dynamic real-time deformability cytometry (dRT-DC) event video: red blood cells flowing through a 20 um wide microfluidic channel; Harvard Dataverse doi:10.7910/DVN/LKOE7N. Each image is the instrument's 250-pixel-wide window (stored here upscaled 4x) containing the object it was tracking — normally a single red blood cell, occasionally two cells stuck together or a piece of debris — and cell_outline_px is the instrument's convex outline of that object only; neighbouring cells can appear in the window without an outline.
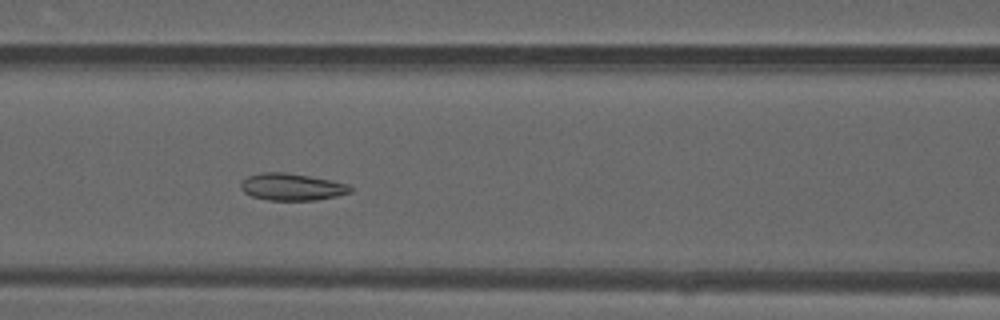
{"species": "common noctule bat (a hibernating species)", "species_latin": "Nyctalus noctula", "temperature_condition": "warm", "stored_images_in_passage": 39, "camera_frame_rate_fps": 3000, "um_per_image_px": 0.085, "animal": {"sex": "male", "forearm_length_mm": 52.5}, "frame": {"image": 1, "passage_image": 11, "time_ms": 3.333, "image_size_px": [1000, 320], "cell_outline_px": [[352, 192], [336, 196], [316, 200], [268, 200], [252, 196], [244, 192], [240, 188], [240, 184], [248, 176], [260, 172], [284, 172], [308, 176], [348, 184], [352, 188]], "centroid_in_image_um": [24.79, 15.89], "position_along_channel_um": 141.8, "area_um2": 17.11}}
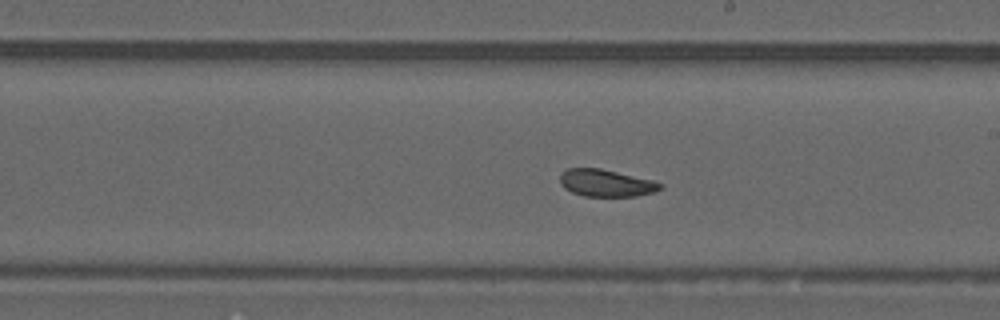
{"frame": {"image": 2, "passage_image": 18, "time_ms": 5.667, "image_size_px": [1000, 320], "cell_outline_px": [[664, 188], [652, 192], [636, 196], [584, 196], [572, 192], [564, 188], [560, 184], [560, 172], [568, 168], [600, 168], [652, 180], [664, 184]], "centroid_in_image_um": [51.5, 15.55], "position_along_channel_um": 237.5, "area_um2": 15.9}}
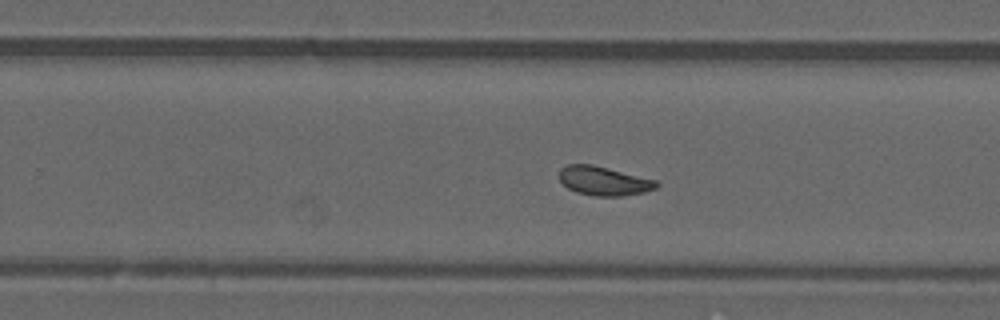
{"frame": {"image": 3, "passage_image": 21, "time_ms": 6.667, "image_size_px": [1000, 320], "cell_outline_px": [[660, 184], [656, 188], [644, 192], [624, 196], [592, 196], [576, 192], [568, 188], [560, 180], [560, 168], [568, 164], [592, 164], [656, 180]], "centroid_in_image_um": [51.32, 15.38], "position_along_channel_um": 278.5, "area_um2": 16.42}, "authors_computed_cell_mechanics": {"area_um2": 16.762, "velocity_mm_per_s": 4.1276, "shape_relaxation_time_tau1_ms": null, "shape_relaxation_time_tau2_ms": 1.6052, "deformation_change_tau1": null, "deformation_change_tau2": 0.0713}}